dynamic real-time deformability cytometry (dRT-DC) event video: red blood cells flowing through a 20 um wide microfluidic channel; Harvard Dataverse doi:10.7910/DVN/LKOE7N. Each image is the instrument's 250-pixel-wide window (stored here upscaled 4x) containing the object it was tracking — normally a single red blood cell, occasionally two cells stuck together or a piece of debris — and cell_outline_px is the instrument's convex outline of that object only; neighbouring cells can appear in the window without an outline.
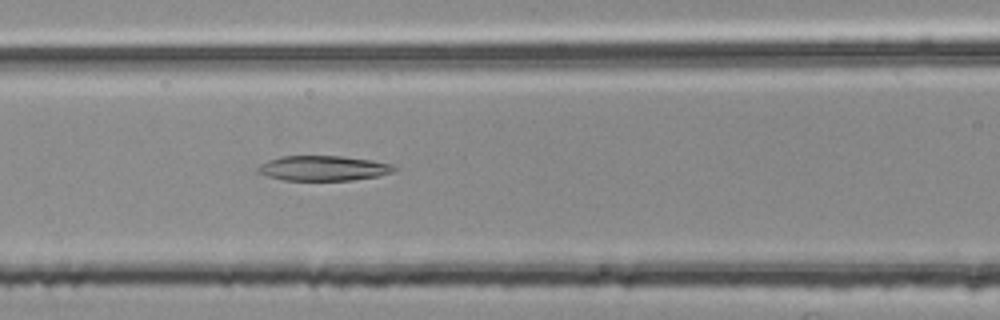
{"species": "common noctule bat (a hibernating species)", "species_latin": "Nyctalus noctula", "temperature_condition": "room temperature", "stored_images_in_passage": 44, "camera_frame_rate_fps": 3000, "um_per_image_px": 0.085, "animal": {"sex": "female", "body_mass_g": 25.1}, "frame": {"image": 1, "passage_image": 13, "time_ms": 4.0, "image_size_px": [1000, 320], "cell_outline_px": [[400, 168], [392, 172], [380, 176], [352, 180], [284, 180], [268, 176], [256, 172], [256, 168], [260, 164], [268, 160], [280, 156], [340, 156], [372, 160], [392, 164]], "centroid_in_image_um": [27.5, 14.3], "position_along_channel_um": 139.1, "area_um2": 20.0}}
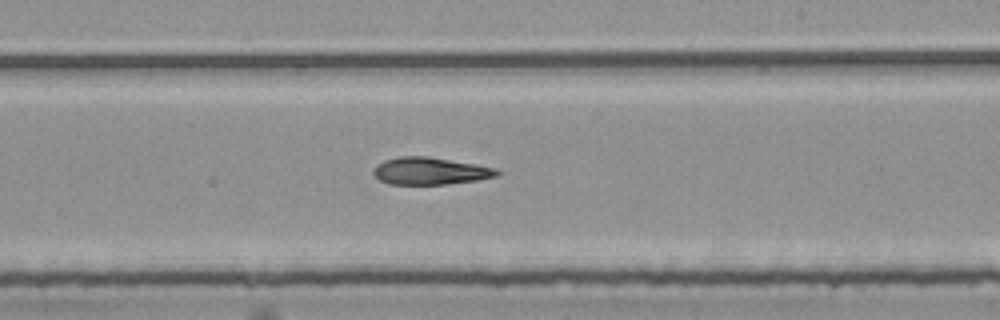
{"frame": {"image": 2, "passage_image": 22, "time_ms": 7.0, "image_size_px": [1000, 320], "cell_outline_px": [[500, 172], [496, 176], [476, 180], [444, 184], [388, 184], [380, 180], [372, 172], [376, 164], [384, 160], [400, 156], [428, 156], [476, 164], [496, 168]], "centroid_in_image_um": [36.53, 14.52], "position_along_channel_um": 252.5, "area_um2": 19.54}}
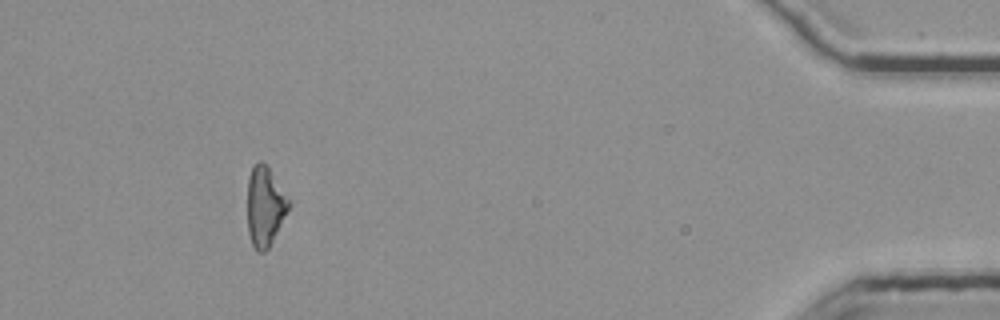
{"frame": {"image": 3, "passage_image": 40, "time_ms": 13.0, "image_size_px": [1000, 320], "cell_outline_px": [[288, 208], [268, 248], [264, 252], [256, 252], [252, 244], [248, 232], [248, 176], [252, 168], [260, 160], [268, 168], [288, 200]], "centroid_in_image_um": [22.47, 17.58], "position_along_channel_um": 412.7, "area_um2": 18.26}}